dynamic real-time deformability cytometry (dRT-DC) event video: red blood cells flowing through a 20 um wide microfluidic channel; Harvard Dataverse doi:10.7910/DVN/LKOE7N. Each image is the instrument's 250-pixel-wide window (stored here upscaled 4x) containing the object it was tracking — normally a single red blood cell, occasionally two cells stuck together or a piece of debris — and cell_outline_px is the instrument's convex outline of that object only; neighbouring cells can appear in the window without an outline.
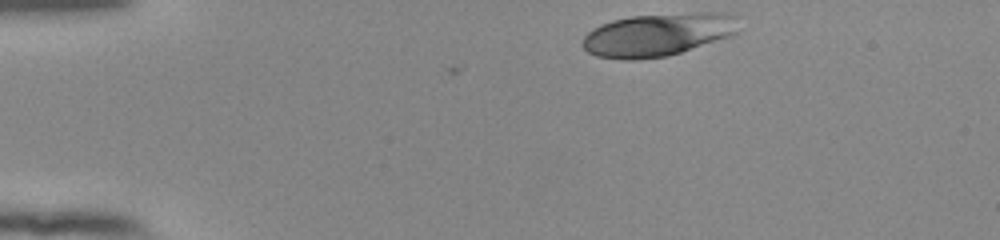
{"species": "human", "species_latin": "Homo sapiens", "temperature_condition": "room temperature", "stored_images_in_passage": 37, "camera_frame_rate_fps": 3000, "um_per_image_px": 0.085, "donor": {"sex": "female"}, "frame": {"image": 1, "passage_image": 1, "time_ms": 0.0, "image_size_px": [1000, 240], "cell_outline_px": [[740, 16], [736, 32], [728, 36], [668, 56], [632, 60], [620, 60], [596, 56], [588, 52], [584, 48], [584, 36], [592, 28], [600, 24], [612, 20], [632, 16], [696, 12], [736, 12]], "centroid_in_image_um": [55.95, 2.92], "position_along_channel_um": 29.1, "area_um2": 39.3}}
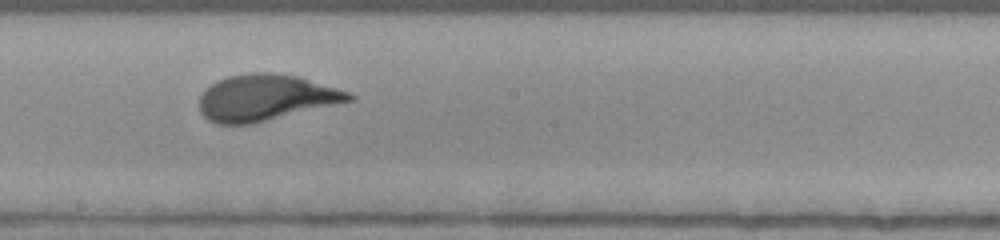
{"frame": {"image": 2, "passage_image": 22, "time_ms": 7.0, "image_size_px": [1000, 240], "cell_outline_px": [[356, 100], [252, 124], [216, 124], [208, 120], [200, 112], [200, 96], [204, 88], [216, 80], [228, 76], [252, 72], [272, 72], [300, 76], [348, 92], [356, 96]], "centroid_in_image_um": [22.58, 8.3], "position_along_channel_um": 225.6, "area_um2": 40.69}}
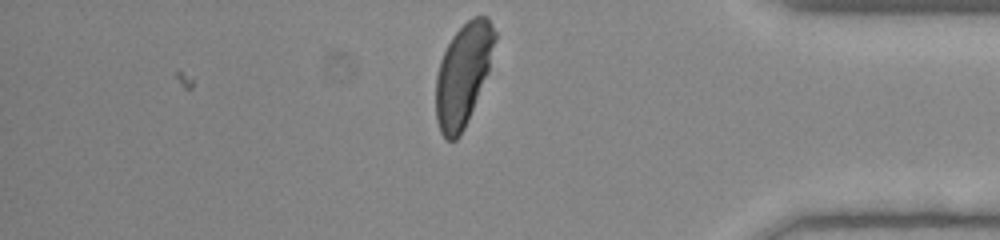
{"frame": {"image": 3, "passage_image": 37, "time_ms": 12.0, "image_size_px": [1000, 240], "cell_outline_px": [[496, 40], [488, 72], [468, 120], [460, 136], [456, 140], [448, 140], [440, 132], [436, 120], [436, 76], [440, 60], [452, 36], [472, 16], [488, 16], [496, 32]], "centroid_in_image_um": [39.37, 6.32], "position_along_channel_um": 395.8, "area_um2": 34.97}, "authors_computed_cell_mechanics": {"area_um2": 39.304, "velocity_mm_per_s": 3.8535, "shape_relaxation_time_tau1_ms": 3.3057, "shape_relaxation_time_tau2_ms": null, "deformation_change_tau1": 0.1877, "deformation_change_tau2": null}}